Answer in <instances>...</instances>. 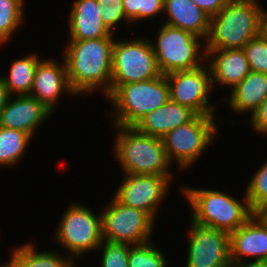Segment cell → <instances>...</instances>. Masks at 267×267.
Listing matches in <instances>:
<instances>
[{"label": "cell", "mask_w": 267, "mask_h": 267, "mask_svg": "<svg viewBox=\"0 0 267 267\" xmlns=\"http://www.w3.org/2000/svg\"><path fill=\"white\" fill-rule=\"evenodd\" d=\"M247 184L245 194L251 209L255 212L267 204V162H264Z\"/></svg>", "instance_id": "obj_27"}, {"label": "cell", "mask_w": 267, "mask_h": 267, "mask_svg": "<svg viewBox=\"0 0 267 267\" xmlns=\"http://www.w3.org/2000/svg\"><path fill=\"white\" fill-rule=\"evenodd\" d=\"M32 243H25L15 247L11 258L20 267H76L75 258L58 251H39Z\"/></svg>", "instance_id": "obj_23"}, {"label": "cell", "mask_w": 267, "mask_h": 267, "mask_svg": "<svg viewBox=\"0 0 267 267\" xmlns=\"http://www.w3.org/2000/svg\"><path fill=\"white\" fill-rule=\"evenodd\" d=\"M6 267H20L11 257L6 261Z\"/></svg>", "instance_id": "obj_39"}, {"label": "cell", "mask_w": 267, "mask_h": 267, "mask_svg": "<svg viewBox=\"0 0 267 267\" xmlns=\"http://www.w3.org/2000/svg\"><path fill=\"white\" fill-rule=\"evenodd\" d=\"M262 33L267 37V10L263 8L262 14Z\"/></svg>", "instance_id": "obj_38"}, {"label": "cell", "mask_w": 267, "mask_h": 267, "mask_svg": "<svg viewBox=\"0 0 267 267\" xmlns=\"http://www.w3.org/2000/svg\"><path fill=\"white\" fill-rule=\"evenodd\" d=\"M184 71L166 74L170 100L189 107L197 115L215 116V104H209L212 92L211 73L208 64Z\"/></svg>", "instance_id": "obj_11"}, {"label": "cell", "mask_w": 267, "mask_h": 267, "mask_svg": "<svg viewBox=\"0 0 267 267\" xmlns=\"http://www.w3.org/2000/svg\"><path fill=\"white\" fill-rule=\"evenodd\" d=\"M10 96L11 95L7 91V88L5 87L4 82L0 78V117H1V113L3 112V109L5 108V105L7 104Z\"/></svg>", "instance_id": "obj_36"}, {"label": "cell", "mask_w": 267, "mask_h": 267, "mask_svg": "<svg viewBox=\"0 0 267 267\" xmlns=\"http://www.w3.org/2000/svg\"><path fill=\"white\" fill-rule=\"evenodd\" d=\"M164 12V0H141L139 8V22L151 19Z\"/></svg>", "instance_id": "obj_31"}, {"label": "cell", "mask_w": 267, "mask_h": 267, "mask_svg": "<svg viewBox=\"0 0 267 267\" xmlns=\"http://www.w3.org/2000/svg\"><path fill=\"white\" fill-rule=\"evenodd\" d=\"M255 214L262 220V222L267 226V204L260 207L255 211Z\"/></svg>", "instance_id": "obj_37"}, {"label": "cell", "mask_w": 267, "mask_h": 267, "mask_svg": "<svg viewBox=\"0 0 267 267\" xmlns=\"http://www.w3.org/2000/svg\"><path fill=\"white\" fill-rule=\"evenodd\" d=\"M106 206L101 212L103 240L130 245L152 240L155 220L147 212L126 206L114 196Z\"/></svg>", "instance_id": "obj_10"}, {"label": "cell", "mask_w": 267, "mask_h": 267, "mask_svg": "<svg viewBox=\"0 0 267 267\" xmlns=\"http://www.w3.org/2000/svg\"><path fill=\"white\" fill-rule=\"evenodd\" d=\"M262 14L258 0H228L211 17L205 50L243 48L262 33Z\"/></svg>", "instance_id": "obj_2"}, {"label": "cell", "mask_w": 267, "mask_h": 267, "mask_svg": "<svg viewBox=\"0 0 267 267\" xmlns=\"http://www.w3.org/2000/svg\"><path fill=\"white\" fill-rule=\"evenodd\" d=\"M25 0H0V46L8 43L24 22Z\"/></svg>", "instance_id": "obj_25"}, {"label": "cell", "mask_w": 267, "mask_h": 267, "mask_svg": "<svg viewBox=\"0 0 267 267\" xmlns=\"http://www.w3.org/2000/svg\"><path fill=\"white\" fill-rule=\"evenodd\" d=\"M166 256L155 242L131 245L128 256V267H168Z\"/></svg>", "instance_id": "obj_26"}, {"label": "cell", "mask_w": 267, "mask_h": 267, "mask_svg": "<svg viewBox=\"0 0 267 267\" xmlns=\"http://www.w3.org/2000/svg\"><path fill=\"white\" fill-rule=\"evenodd\" d=\"M201 10L210 17L216 15L228 0H192Z\"/></svg>", "instance_id": "obj_33"}, {"label": "cell", "mask_w": 267, "mask_h": 267, "mask_svg": "<svg viewBox=\"0 0 267 267\" xmlns=\"http://www.w3.org/2000/svg\"><path fill=\"white\" fill-rule=\"evenodd\" d=\"M157 34L156 43L151 44L161 74L193 70L206 62L205 43L202 45L199 36L167 24H162Z\"/></svg>", "instance_id": "obj_6"}, {"label": "cell", "mask_w": 267, "mask_h": 267, "mask_svg": "<svg viewBox=\"0 0 267 267\" xmlns=\"http://www.w3.org/2000/svg\"><path fill=\"white\" fill-rule=\"evenodd\" d=\"M251 71L267 74V37L261 33L242 48Z\"/></svg>", "instance_id": "obj_28"}, {"label": "cell", "mask_w": 267, "mask_h": 267, "mask_svg": "<svg viewBox=\"0 0 267 267\" xmlns=\"http://www.w3.org/2000/svg\"><path fill=\"white\" fill-rule=\"evenodd\" d=\"M267 97V74L250 71L225 97V103L237 114L250 112L251 116Z\"/></svg>", "instance_id": "obj_21"}, {"label": "cell", "mask_w": 267, "mask_h": 267, "mask_svg": "<svg viewBox=\"0 0 267 267\" xmlns=\"http://www.w3.org/2000/svg\"><path fill=\"white\" fill-rule=\"evenodd\" d=\"M211 83L234 88L249 73L250 67L242 48L206 50Z\"/></svg>", "instance_id": "obj_17"}, {"label": "cell", "mask_w": 267, "mask_h": 267, "mask_svg": "<svg viewBox=\"0 0 267 267\" xmlns=\"http://www.w3.org/2000/svg\"><path fill=\"white\" fill-rule=\"evenodd\" d=\"M101 7V18L106 28L114 34L116 25L130 22L126 19L122 0H96Z\"/></svg>", "instance_id": "obj_30"}, {"label": "cell", "mask_w": 267, "mask_h": 267, "mask_svg": "<svg viewBox=\"0 0 267 267\" xmlns=\"http://www.w3.org/2000/svg\"><path fill=\"white\" fill-rule=\"evenodd\" d=\"M231 261H267V226L254 214L230 233Z\"/></svg>", "instance_id": "obj_16"}, {"label": "cell", "mask_w": 267, "mask_h": 267, "mask_svg": "<svg viewBox=\"0 0 267 267\" xmlns=\"http://www.w3.org/2000/svg\"><path fill=\"white\" fill-rule=\"evenodd\" d=\"M185 267H229L230 234L191 221Z\"/></svg>", "instance_id": "obj_12"}, {"label": "cell", "mask_w": 267, "mask_h": 267, "mask_svg": "<svg viewBox=\"0 0 267 267\" xmlns=\"http://www.w3.org/2000/svg\"><path fill=\"white\" fill-rule=\"evenodd\" d=\"M114 36L87 40H68L65 60L68 80L77 96L101 90L111 94Z\"/></svg>", "instance_id": "obj_1"}, {"label": "cell", "mask_w": 267, "mask_h": 267, "mask_svg": "<svg viewBox=\"0 0 267 267\" xmlns=\"http://www.w3.org/2000/svg\"><path fill=\"white\" fill-rule=\"evenodd\" d=\"M106 99L112 103V125L134 127L141 119L170 100L166 75L119 85ZM113 113V114H112Z\"/></svg>", "instance_id": "obj_5"}, {"label": "cell", "mask_w": 267, "mask_h": 267, "mask_svg": "<svg viewBox=\"0 0 267 267\" xmlns=\"http://www.w3.org/2000/svg\"><path fill=\"white\" fill-rule=\"evenodd\" d=\"M114 197L122 204L147 212L154 220L173 176L124 174Z\"/></svg>", "instance_id": "obj_13"}, {"label": "cell", "mask_w": 267, "mask_h": 267, "mask_svg": "<svg viewBox=\"0 0 267 267\" xmlns=\"http://www.w3.org/2000/svg\"><path fill=\"white\" fill-rule=\"evenodd\" d=\"M112 126L117 132L114 158L123 174L173 176L161 138L140 133L135 127Z\"/></svg>", "instance_id": "obj_4"}, {"label": "cell", "mask_w": 267, "mask_h": 267, "mask_svg": "<svg viewBox=\"0 0 267 267\" xmlns=\"http://www.w3.org/2000/svg\"><path fill=\"white\" fill-rule=\"evenodd\" d=\"M41 60L37 53H29L12 62L7 76H0L11 96L30 94L34 73Z\"/></svg>", "instance_id": "obj_22"}, {"label": "cell", "mask_w": 267, "mask_h": 267, "mask_svg": "<svg viewBox=\"0 0 267 267\" xmlns=\"http://www.w3.org/2000/svg\"><path fill=\"white\" fill-rule=\"evenodd\" d=\"M0 267H6V262L3 264H0Z\"/></svg>", "instance_id": "obj_40"}, {"label": "cell", "mask_w": 267, "mask_h": 267, "mask_svg": "<svg viewBox=\"0 0 267 267\" xmlns=\"http://www.w3.org/2000/svg\"><path fill=\"white\" fill-rule=\"evenodd\" d=\"M130 244L114 243L103 240L98 250H101L102 257L100 267H128V256Z\"/></svg>", "instance_id": "obj_29"}, {"label": "cell", "mask_w": 267, "mask_h": 267, "mask_svg": "<svg viewBox=\"0 0 267 267\" xmlns=\"http://www.w3.org/2000/svg\"><path fill=\"white\" fill-rule=\"evenodd\" d=\"M197 114L189 107L169 100L147 114L134 127L143 134L163 138L168 132L191 121Z\"/></svg>", "instance_id": "obj_20"}, {"label": "cell", "mask_w": 267, "mask_h": 267, "mask_svg": "<svg viewBox=\"0 0 267 267\" xmlns=\"http://www.w3.org/2000/svg\"><path fill=\"white\" fill-rule=\"evenodd\" d=\"M53 113L30 95L10 96L0 117V127L21 130L32 138Z\"/></svg>", "instance_id": "obj_15"}, {"label": "cell", "mask_w": 267, "mask_h": 267, "mask_svg": "<svg viewBox=\"0 0 267 267\" xmlns=\"http://www.w3.org/2000/svg\"><path fill=\"white\" fill-rule=\"evenodd\" d=\"M250 121L255 132L267 136V97L250 117Z\"/></svg>", "instance_id": "obj_32"}, {"label": "cell", "mask_w": 267, "mask_h": 267, "mask_svg": "<svg viewBox=\"0 0 267 267\" xmlns=\"http://www.w3.org/2000/svg\"><path fill=\"white\" fill-rule=\"evenodd\" d=\"M186 187V188H185ZM179 187L181 195L189 203L191 221L198 225L232 233L245 224L255 212L251 209L246 194L243 199L233 197L227 192L213 189Z\"/></svg>", "instance_id": "obj_3"}, {"label": "cell", "mask_w": 267, "mask_h": 267, "mask_svg": "<svg viewBox=\"0 0 267 267\" xmlns=\"http://www.w3.org/2000/svg\"><path fill=\"white\" fill-rule=\"evenodd\" d=\"M31 140L32 137L21 130L0 127V168L17 165Z\"/></svg>", "instance_id": "obj_24"}, {"label": "cell", "mask_w": 267, "mask_h": 267, "mask_svg": "<svg viewBox=\"0 0 267 267\" xmlns=\"http://www.w3.org/2000/svg\"><path fill=\"white\" fill-rule=\"evenodd\" d=\"M96 0H75L69 13V40L115 36L104 25Z\"/></svg>", "instance_id": "obj_18"}, {"label": "cell", "mask_w": 267, "mask_h": 267, "mask_svg": "<svg viewBox=\"0 0 267 267\" xmlns=\"http://www.w3.org/2000/svg\"><path fill=\"white\" fill-rule=\"evenodd\" d=\"M161 75L149 39L116 40L113 45L111 93L119 86Z\"/></svg>", "instance_id": "obj_9"}, {"label": "cell", "mask_w": 267, "mask_h": 267, "mask_svg": "<svg viewBox=\"0 0 267 267\" xmlns=\"http://www.w3.org/2000/svg\"><path fill=\"white\" fill-rule=\"evenodd\" d=\"M64 92L77 97L68 80L65 60L58 63L54 59H42L37 64L29 95L38 99L54 114Z\"/></svg>", "instance_id": "obj_14"}, {"label": "cell", "mask_w": 267, "mask_h": 267, "mask_svg": "<svg viewBox=\"0 0 267 267\" xmlns=\"http://www.w3.org/2000/svg\"><path fill=\"white\" fill-rule=\"evenodd\" d=\"M58 226L54 240L60 243L66 255L72 258L83 257L90 251L95 252L103 242L101 215L97 216L81 203L72 202Z\"/></svg>", "instance_id": "obj_8"}, {"label": "cell", "mask_w": 267, "mask_h": 267, "mask_svg": "<svg viewBox=\"0 0 267 267\" xmlns=\"http://www.w3.org/2000/svg\"><path fill=\"white\" fill-rule=\"evenodd\" d=\"M165 22L181 30L193 33L205 40L210 31L211 17L192 0H164Z\"/></svg>", "instance_id": "obj_19"}, {"label": "cell", "mask_w": 267, "mask_h": 267, "mask_svg": "<svg viewBox=\"0 0 267 267\" xmlns=\"http://www.w3.org/2000/svg\"><path fill=\"white\" fill-rule=\"evenodd\" d=\"M126 19L132 23L139 21V8L141 0H122Z\"/></svg>", "instance_id": "obj_34"}, {"label": "cell", "mask_w": 267, "mask_h": 267, "mask_svg": "<svg viewBox=\"0 0 267 267\" xmlns=\"http://www.w3.org/2000/svg\"><path fill=\"white\" fill-rule=\"evenodd\" d=\"M229 267H267L266 260H257V261H242V262H235L231 261Z\"/></svg>", "instance_id": "obj_35"}, {"label": "cell", "mask_w": 267, "mask_h": 267, "mask_svg": "<svg viewBox=\"0 0 267 267\" xmlns=\"http://www.w3.org/2000/svg\"><path fill=\"white\" fill-rule=\"evenodd\" d=\"M215 118L216 116L196 115L191 121L171 130L162 138L170 164L175 162L181 170H187L196 163L216 139L218 126Z\"/></svg>", "instance_id": "obj_7"}]
</instances>
